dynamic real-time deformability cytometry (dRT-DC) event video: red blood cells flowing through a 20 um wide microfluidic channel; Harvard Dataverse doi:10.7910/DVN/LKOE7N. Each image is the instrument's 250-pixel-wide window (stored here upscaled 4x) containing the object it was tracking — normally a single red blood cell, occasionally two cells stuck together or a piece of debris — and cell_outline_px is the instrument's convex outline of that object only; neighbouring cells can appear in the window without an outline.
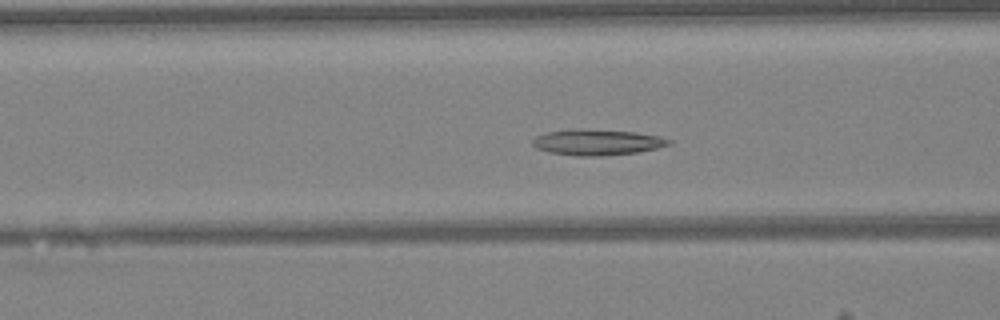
{"species": "Egyptian fruit bat (a non-hibernating species)", "species_latin": "Rousettus aegyptiacus", "temperature_condition": "warm", "stored_images_in_passage": 49, "segment_of_instrument_passage": [1, 2], "camera_frame_rate_fps": 3000, "um_per_image_px": 0.085, "animal": {"sex": "female"}, "frame": {"image": 1, "passage_image": 19, "time_ms": 6.0, "image_size_px": [1000, 320], "cell_outline_px": [[672, 144], [656, 148], [636, 152], [604, 156], [576, 156], [548, 152], [536, 148], [532, 144], [532, 140], [536, 136], [544, 132], [572, 128], [636, 132], [656, 136], [672, 140]], "centroid_in_image_um": [50.7, 12.09], "position_along_channel_um": 115.9, "area_um2": 20.63}}
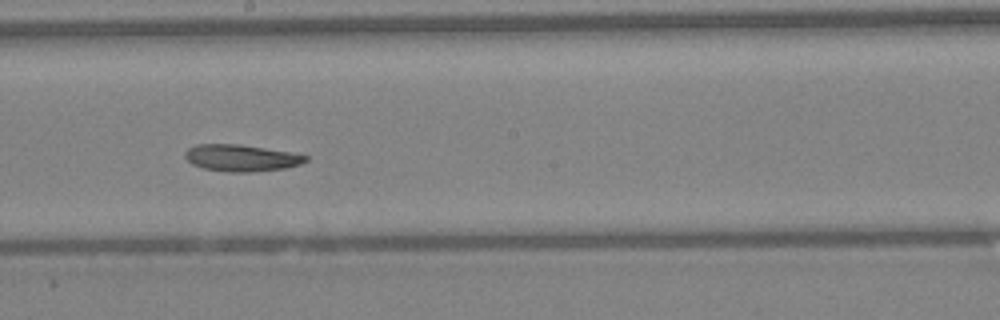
{"frame": {"image": 2, "passage_image": 27, "time_ms": 8.667, "image_size_px": [1000, 320], "cell_outline_px": [[308, 160], [300, 164], [284, 168], [248, 172], [228, 172], [204, 168], [192, 164], [184, 156], [184, 152], [188, 148], [196, 144], [240, 144], [292, 152], [308, 156]], "centroid_in_image_um": [20.5, 13.41], "position_along_channel_um": 227.7, "area_um2": 18.79}}
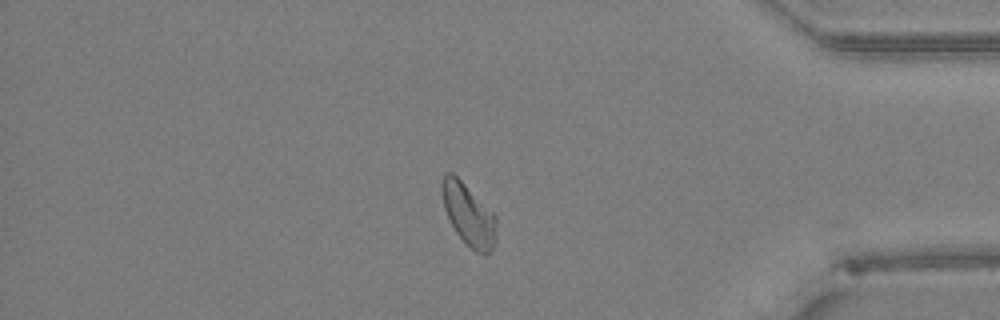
{"frame": {"image": 3, "passage_image": 41, "time_ms": 13.333, "image_size_px": [1000, 320], "cell_outline_px": [[496, 240], [492, 248], [484, 256], [476, 252], [456, 232], [444, 208], [440, 188], [440, 184], [444, 172], [452, 172], [496, 216]], "centroid_in_image_um": [39.81, 18.23], "position_along_channel_um": 395.4, "area_um2": 19.31}}